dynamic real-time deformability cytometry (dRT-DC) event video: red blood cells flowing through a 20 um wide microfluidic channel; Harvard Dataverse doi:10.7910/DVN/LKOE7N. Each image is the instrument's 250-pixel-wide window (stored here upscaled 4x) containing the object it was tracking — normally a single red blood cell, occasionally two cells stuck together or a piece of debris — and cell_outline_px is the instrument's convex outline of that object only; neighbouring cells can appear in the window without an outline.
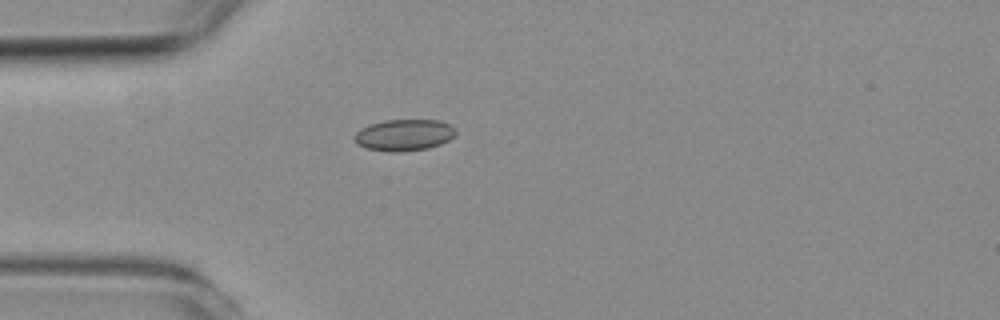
{"species": "common noctule bat (a hibernating species)", "species_latin": "Nyctalus noctula", "temperature_condition": "room temperature", "stored_images_in_passage": 1, "camera_frame_rate_fps": 3000, "um_per_image_px": 0.085, "animal": {"sex": "female", "body_mass_g": 19.3, "forearm_length_mm": 54.1}, "frame": {"image": 1, "passage_image": 1, "time_ms": 0.0, "image_size_px": [1000, 320], "cell_outline_px": [[456, 132], [448, 140], [440, 144], [428, 148], [400, 152], [392, 152], [364, 148], [356, 144], [356, 132], [360, 128], [368, 124], [384, 120], [436, 120], [448, 124]], "centroid_in_image_um": [34.29, 11.48], "position_along_channel_um": 50.7, "area_um2": 18.44}}